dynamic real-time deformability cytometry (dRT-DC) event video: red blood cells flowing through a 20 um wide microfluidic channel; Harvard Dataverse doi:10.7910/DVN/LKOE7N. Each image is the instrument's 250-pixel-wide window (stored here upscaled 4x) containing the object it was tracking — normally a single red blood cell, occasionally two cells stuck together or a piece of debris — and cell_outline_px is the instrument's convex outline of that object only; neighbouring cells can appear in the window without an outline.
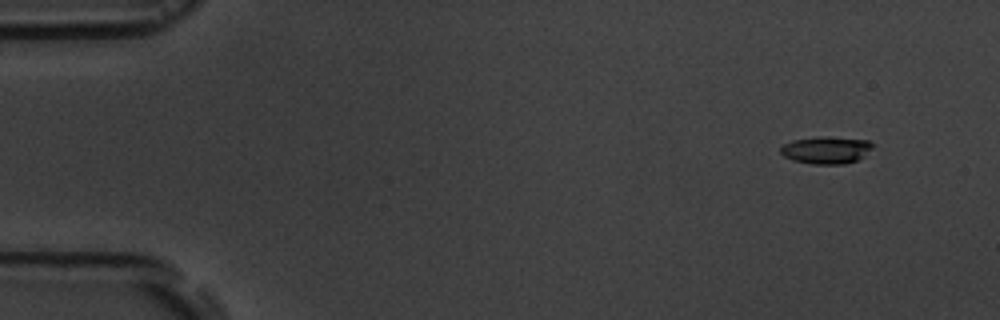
{"species": "common noctule bat (a hibernating species)", "species_latin": "Nyctalus noctula", "temperature_condition": "room temperature", "stored_images_in_passage": 17, "camera_frame_rate_fps": 3000, "um_per_image_px": 0.085, "animal": {"sex": "male", "body_mass_g": 19.5, "forearm_length_mm": 54.6}, "frame": {"image": 1, "passage_image": 2, "time_ms": 1.333, "image_size_px": [1000, 320], "cell_outline_px": [[876, 144], [864, 156], [856, 160], [844, 164], [812, 164], [792, 160], [784, 156], [780, 152], [780, 148], [784, 144], [792, 140], [820, 136], [868, 140]], "centroid_in_image_um": [70.23, 12.75], "position_along_channel_um": 14.8, "area_um2": 14.68}}
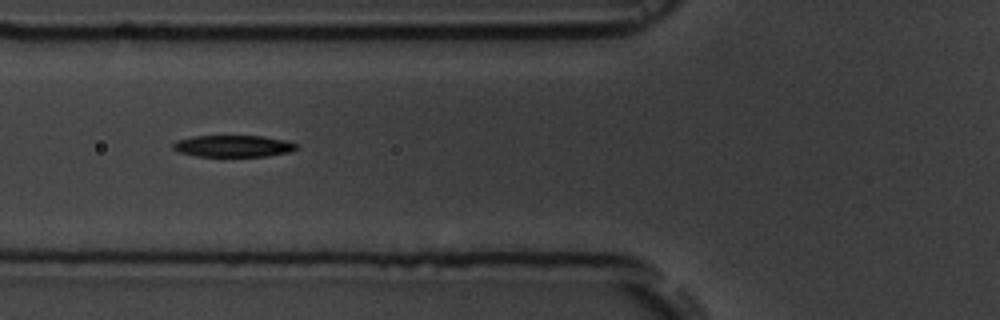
{"frame": {"image": 2, "passage_image": 7, "time_ms": 7.0, "image_size_px": [1000, 320], "cell_outline_px": [[300, 148], [288, 152], [268, 156], [196, 156], [180, 152], [172, 148], [172, 144], [176, 140], [192, 136], [260, 136], [284, 140], [296, 144]], "centroid_in_image_um": [19.8, 12.41], "position_along_channel_um": 106.0, "area_um2": 15.55}}
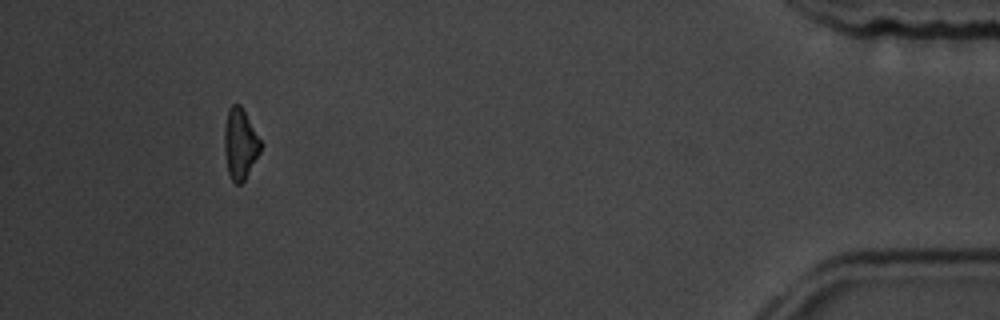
{"frame": {"image": 3, "passage_image": 16, "time_ms": 17.333, "image_size_px": [1000, 320], "cell_outline_px": [[264, 144], [260, 152], [244, 180], [240, 184], [236, 184], [232, 180], [228, 172], [224, 148], [224, 128], [228, 108], [232, 104], [240, 104]], "centroid_in_image_um": [20.42, 12.2], "position_along_channel_um": 414.8, "area_um2": 15.03}, "authors_computed_cell_mechanics": {"area_um2": 15.606, "velocity_mm_per_s": 3.6346, "shape_relaxation_time_tau1_ms": 1.5782, "shape_relaxation_time_tau2_ms": 6.1736, "deformation_change_tau1": 0.1172, "deformation_change_tau2": 0.1506}}